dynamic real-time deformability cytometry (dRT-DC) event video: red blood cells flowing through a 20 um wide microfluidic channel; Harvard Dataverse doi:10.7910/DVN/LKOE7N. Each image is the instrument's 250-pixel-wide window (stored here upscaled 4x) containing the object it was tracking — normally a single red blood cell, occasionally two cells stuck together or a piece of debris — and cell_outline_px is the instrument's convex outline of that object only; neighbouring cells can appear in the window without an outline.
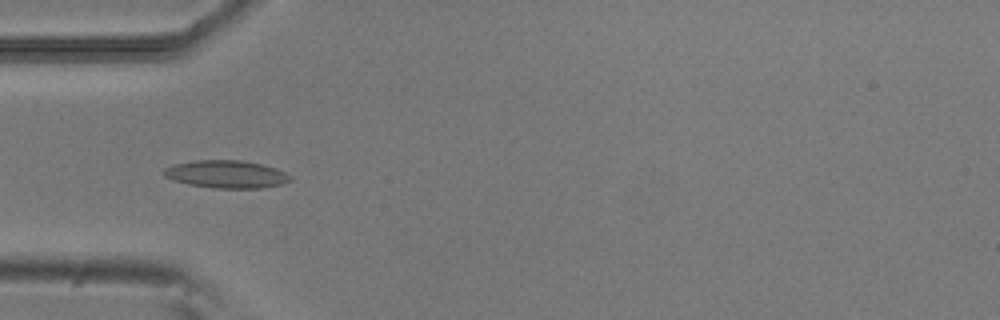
{"species": "common noctule bat (a hibernating species)", "species_latin": "Nyctalus noctula", "temperature_condition": "room temperature", "stored_images_in_passage": 51, "camera_frame_rate_fps": 3000, "um_per_image_px": 0.085, "animal": {"sex": "male", "body_mass_g": 20.5, "forearm_length_mm": 52.5}, "frame": {"image": 1, "passage_image": 15, "time_ms": 4.667, "image_size_px": [1000, 320], "cell_outline_px": [[292, 180], [284, 184], [260, 188], [212, 188], [188, 184], [172, 180], [164, 176], [164, 168], [176, 164], [196, 160], [240, 160], [260, 164], [276, 168], [292, 176]], "centroid_in_image_um": [19.26, 14.82], "position_along_channel_um": 65.7, "area_um2": 20.4}}
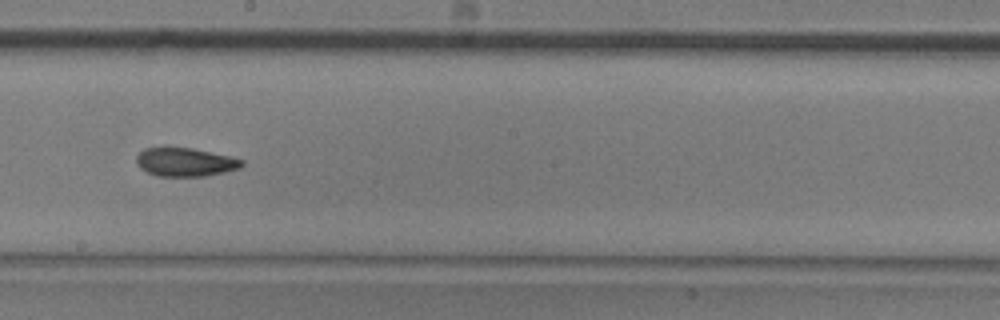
{"frame": {"image": 2, "passage_image": 28, "time_ms": 9.0, "image_size_px": [1000, 320], "cell_outline_px": [[244, 164], [240, 168], [224, 172], [204, 176], [156, 176], [140, 168], [136, 164], [136, 156], [144, 148], [164, 144], [192, 148], [228, 156], [244, 160]], "centroid_in_image_um": [15.67, 13.73], "position_along_channel_um": 232.5, "area_um2": 18.09}}
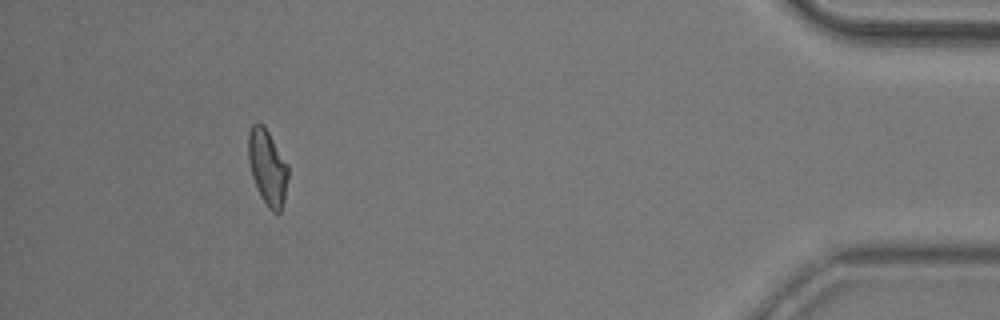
{"frame": {"image": 3, "passage_image": 47, "time_ms": 15.333, "image_size_px": [1000, 320], "cell_outline_px": [[288, 176], [284, 200], [280, 212], [272, 212], [268, 208], [260, 196], [252, 176], [248, 160], [248, 132], [252, 124], [264, 124], [288, 164]], "centroid_in_image_um": [22.73, 14.21], "position_along_channel_um": 412.5, "area_um2": 17.57}, "authors_computed_cell_mechanics": {"area_um2": 17.8602, "velocity_mm_per_s": 3.8391, "shape_relaxation_time_tau1_ms": null, "shape_relaxation_time_tau2_ms": 3.8368, "deformation_change_tau1": null, "deformation_change_tau2": 0.108}}